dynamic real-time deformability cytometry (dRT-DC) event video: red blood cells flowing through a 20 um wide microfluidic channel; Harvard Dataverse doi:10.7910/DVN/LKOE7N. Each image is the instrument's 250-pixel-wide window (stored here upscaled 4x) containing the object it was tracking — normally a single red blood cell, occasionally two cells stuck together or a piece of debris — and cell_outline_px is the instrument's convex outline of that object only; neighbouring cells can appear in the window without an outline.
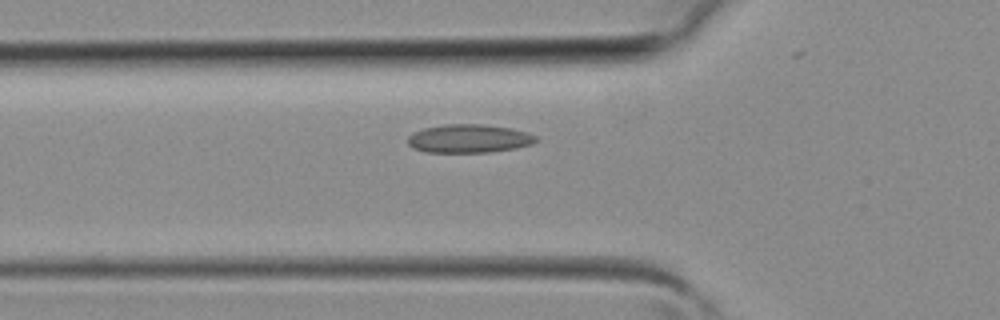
{"species": "common noctule bat (a hibernating species)", "species_latin": "Nyctalus noctula", "temperature_condition": "room temperature", "stored_images_in_passage": 37, "camera_frame_rate_fps": 3000, "um_per_image_px": 0.085, "animal": {"sex": "female", "body_mass_g": 19.3, "forearm_length_mm": 54.1}, "frame": {"image": 1, "passage_image": 14, "time_ms": 4.333, "image_size_px": [1000, 320], "cell_outline_px": [[536, 140], [532, 144], [516, 148], [488, 152], [424, 152], [412, 148], [408, 144], [408, 136], [412, 132], [424, 128], [444, 124], [484, 124], [512, 128], [536, 136]], "centroid_in_image_um": [39.81, 11.77], "position_along_channel_um": 86.0, "area_um2": 21.27}}
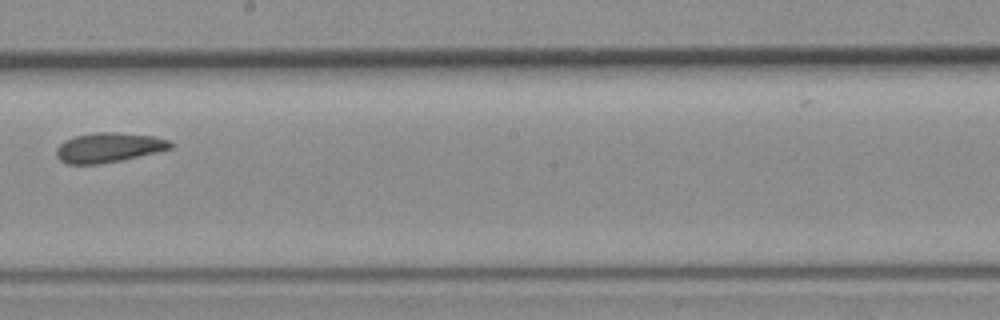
{"frame": {"image": 2, "passage_image": 23, "time_ms": 7.333, "image_size_px": [1000, 320], "cell_outline_px": [[172, 148], [156, 152], [120, 160], [96, 164], [68, 164], [60, 160], [56, 156], [56, 148], [64, 140], [76, 136], [92, 132], [116, 132], [156, 136], [168, 140], [172, 144]], "centroid_in_image_um": [9.21, 12.53], "position_along_channel_um": 239.0, "area_um2": 19.65}}
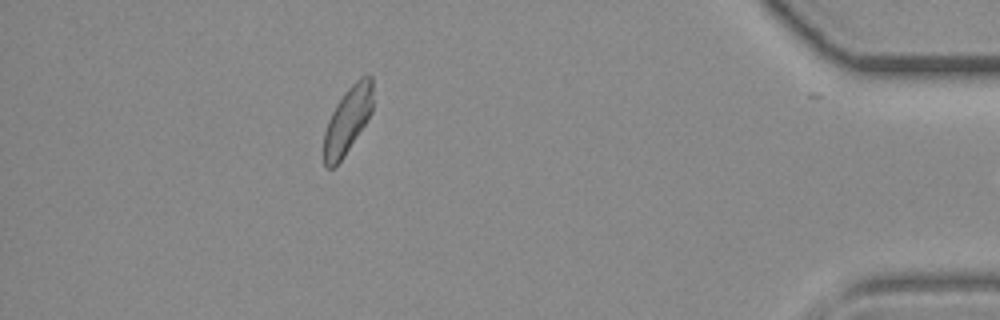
{"frame": {"image": 3, "passage_image": 36, "time_ms": 11.667, "image_size_px": [1000, 320], "cell_outline_px": [[372, 112], [368, 120], [344, 156], [332, 168], [328, 168], [324, 164], [324, 132], [328, 120], [336, 104], [344, 92], [360, 76], [372, 76]], "centroid_in_image_um": [29.55, 10.2], "position_along_channel_um": 405.6, "area_um2": 18.9}}